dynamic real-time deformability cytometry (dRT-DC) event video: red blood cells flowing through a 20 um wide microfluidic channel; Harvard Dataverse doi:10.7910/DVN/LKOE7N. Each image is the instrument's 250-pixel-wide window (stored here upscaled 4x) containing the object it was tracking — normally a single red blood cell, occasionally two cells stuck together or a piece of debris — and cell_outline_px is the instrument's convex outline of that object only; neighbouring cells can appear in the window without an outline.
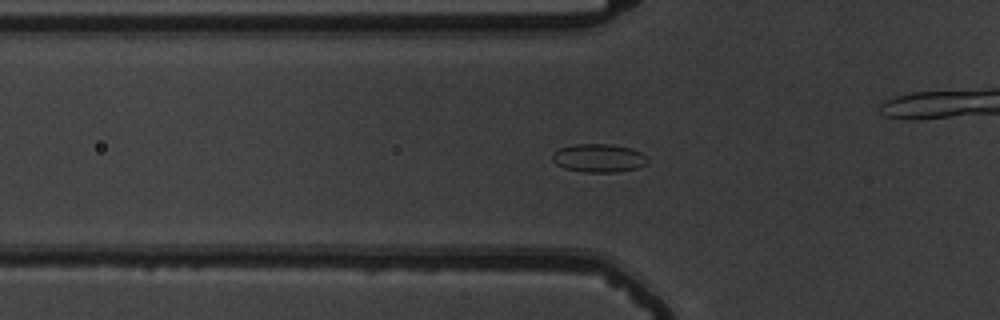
{"species": "common noctule bat (a hibernating species)", "species_latin": "Nyctalus noctula", "temperature_condition": "warm", "stored_images_in_passage": 57, "camera_frame_rate_fps": 3000, "um_per_image_px": 0.085, "animal": {"sex": "male", "body_mass_g": 19.5, "forearm_length_mm": 54.6}, "frame": {"image": 1, "passage_image": 20, "time_ms": 6.333, "image_size_px": [1000, 320], "cell_outline_px": [[648, 164], [636, 168], [616, 172], [584, 172], [564, 168], [556, 164], [552, 160], [552, 156], [560, 148], [576, 144], [608, 144], [628, 148], [640, 152], [648, 156]], "centroid_in_image_um": [50.91, 13.44], "position_along_channel_um": 74.9, "area_um2": 15.61}}
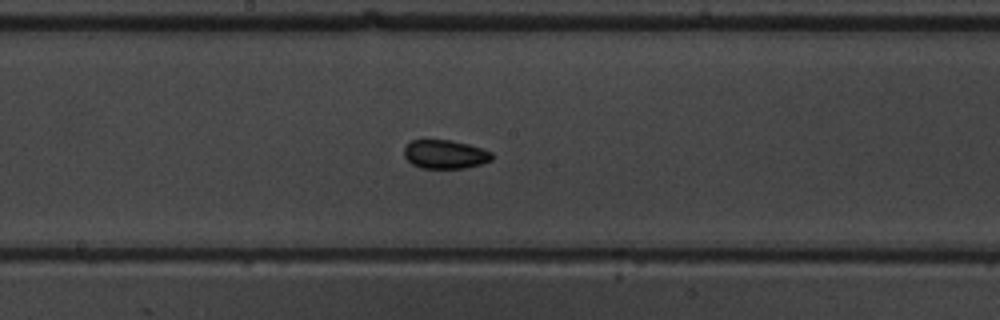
{"frame": {"image": 2, "passage_image": 31, "time_ms": 10.0, "image_size_px": [1000, 320], "cell_outline_px": [[492, 160], [480, 164], [464, 168], [420, 168], [412, 164], [404, 156], [404, 148], [412, 140], [452, 140], [468, 144], [492, 152]], "centroid_in_image_um": [37.82, 13.12], "position_along_channel_um": 210.4, "area_um2": 14.62}}
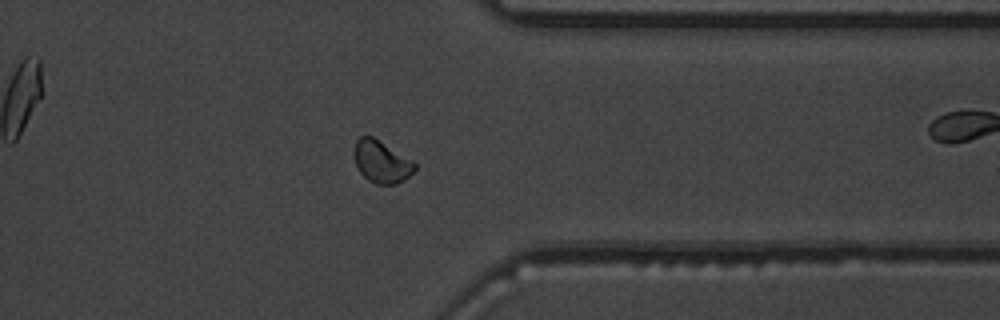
{"frame": {"image": 3, "passage_image": 45, "time_ms": 14.667, "image_size_px": [1000, 320], "cell_outline_px": [[416, 168], [404, 180], [396, 184], [376, 184], [368, 180], [360, 172], [356, 164], [352, 152], [356, 140], [360, 136], [372, 136], [412, 160], [416, 164]], "centroid_in_image_um": [32.39, 13.74], "position_along_channel_um": 379.0, "area_um2": 14.85}}